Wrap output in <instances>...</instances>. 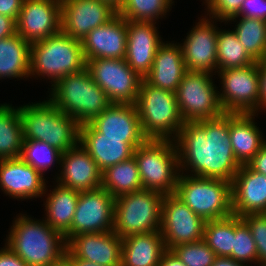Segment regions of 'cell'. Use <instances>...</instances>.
Segmentation results:
<instances>
[{"instance_id":"c3c4849f","label":"cell","mask_w":266,"mask_h":266,"mask_svg":"<svg viewBox=\"0 0 266 266\" xmlns=\"http://www.w3.org/2000/svg\"><path fill=\"white\" fill-rule=\"evenodd\" d=\"M158 266H185L172 250H166Z\"/></svg>"},{"instance_id":"7a4b0ae2","label":"cell","mask_w":266,"mask_h":266,"mask_svg":"<svg viewBox=\"0 0 266 266\" xmlns=\"http://www.w3.org/2000/svg\"><path fill=\"white\" fill-rule=\"evenodd\" d=\"M6 236L5 245L28 266H51L66 251L64 236L42 220L19 214Z\"/></svg>"},{"instance_id":"484cf974","label":"cell","mask_w":266,"mask_h":266,"mask_svg":"<svg viewBox=\"0 0 266 266\" xmlns=\"http://www.w3.org/2000/svg\"><path fill=\"white\" fill-rule=\"evenodd\" d=\"M165 42L159 46L150 73L144 79L152 86L175 93L187 69L181 45Z\"/></svg>"},{"instance_id":"5b68a950","label":"cell","mask_w":266,"mask_h":266,"mask_svg":"<svg viewBox=\"0 0 266 266\" xmlns=\"http://www.w3.org/2000/svg\"><path fill=\"white\" fill-rule=\"evenodd\" d=\"M86 68L82 43L59 32L32 43L30 49V76L47 77L53 86L62 77Z\"/></svg>"},{"instance_id":"cb8c5ba5","label":"cell","mask_w":266,"mask_h":266,"mask_svg":"<svg viewBox=\"0 0 266 266\" xmlns=\"http://www.w3.org/2000/svg\"><path fill=\"white\" fill-rule=\"evenodd\" d=\"M232 210L239 217L266 212L265 175L241 165L232 181Z\"/></svg>"},{"instance_id":"e0dca14e","label":"cell","mask_w":266,"mask_h":266,"mask_svg":"<svg viewBox=\"0 0 266 266\" xmlns=\"http://www.w3.org/2000/svg\"><path fill=\"white\" fill-rule=\"evenodd\" d=\"M16 32L30 44L61 32V0H24Z\"/></svg>"},{"instance_id":"30bf717a","label":"cell","mask_w":266,"mask_h":266,"mask_svg":"<svg viewBox=\"0 0 266 266\" xmlns=\"http://www.w3.org/2000/svg\"><path fill=\"white\" fill-rule=\"evenodd\" d=\"M213 75L210 72L188 70L184 74L175 92L184 122L213 119L225 113Z\"/></svg>"},{"instance_id":"7dc6e473","label":"cell","mask_w":266,"mask_h":266,"mask_svg":"<svg viewBox=\"0 0 266 266\" xmlns=\"http://www.w3.org/2000/svg\"><path fill=\"white\" fill-rule=\"evenodd\" d=\"M16 33V21L9 16L0 14V39Z\"/></svg>"},{"instance_id":"7bdbcfd3","label":"cell","mask_w":266,"mask_h":266,"mask_svg":"<svg viewBox=\"0 0 266 266\" xmlns=\"http://www.w3.org/2000/svg\"><path fill=\"white\" fill-rule=\"evenodd\" d=\"M259 72V96L257 114L260 110H266V58L258 61Z\"/></svg>"},{"instance_id":"8992f818","label":"cell","mask_w":266,"mask_h":266,"mask_svg":"<svg viewBox=\"0 0 266 266\" xmlns=\"http://www.w3.org/2000/svg\"><path fill=\"white\" fill-rule=\"evenodd\" d=\"M143 189L174 194L180 175L178 150L172 139L147 138L133 154Z\"/></svg>"},{"instance_id":"4316f807","label":"cell","mask_w":266,"mask_h":266,"mask_svg":"<svg viewBox=\"0 0 266 266\" xmlns=\"http://www.w3.org/2000/svg\"><path fill=\"white\" fill-rule=\"evenodd\" d=\"M255 113H229V137L240 165H246L266 142L255 117Z\"/></svg>"},{"instance_id":"277c9868","label":"cell","mask_w":266,"mask_h":266,"mask_svg":"<svg viewBox=\"0 0 266 266\" xmlns=\"http://www.w3.org/2000/svg\"><path fill=\"white\" fill-rule=\"evenodd\" d=\"M50 89L47 99L80 125L91 122L112 104L87 68L62 77Z\"/></svg>"},{"instance_id":"d6a6232c","label":"cell","mask_w":266,"mask_h":266,"mask_svg":"<svg viewBox=\"0 0 266 266\" xmlns=\"http://www.w3.org/2000/svg\"><path fill=\"white\" fill-rule=\"evenodd\" d=\"M256 61L247 53L233 30L218 28L217 71L242 68Z\"/></svg>"},{"instance_id":"9a60e30c","label":"cell","mask_w":266,"mask_h":266,"mask_svg":"<svg viewBox=\"0 0 266 266\" xmlns=\"http://www.w3.org/2000/svg\"><path fill=\"white\" fill-rule=\"evenodd\" d=\"M204 17L195 24L186 39L181 43L185 66L188 71H205L217 73V36L216 22H223L210 16ZM215 21V22H214ZM215 23V24H214ZM216 25V26H215Z\"/></svg>"},{"instance_id":"60d3db41","label":"cell","mask_w":266,"mask_h":266,"mask_svg":"<svg viewBox=\"0 0 266 266\" xmlns=\"http://www.w3.org/2000/svg\"><path fill=\"white\" fill-rule=\"evenodd\" d=\"M244 0H204L206 15L211 18L226 22L236 16L241 9ZM208 9V10H207Z\"/></svg>"},{"instance_id":"836d02e7","label":"cell","mask_w":266,"mask_h":266,"mask_svg":"<svg viewBox=\"0 0 266 266\" xmlns=\"http://www.w3.org/2000/svg\"><path fill=\"white\" fill-rule=\"evenodd\" d=\"M236 24L233 31L247 53L257 62L264 60L266 58V21L239 17Z\"/></svg>"},{"instance_id":"8fae6325","label":"cell","mask_w":266,"mask_h":266,"mask_svg":"<svg viewBox=\"0 0 266 266\" xmlns=\"http://www.w3.org/2000/svg\"><path fill=\"white\" fill-rule=\"evenodd\" d=\"M86 68L112 103L136 104L141 78L125 59H91Z\"/></svg>"},{"instance_id":"52a82bcc","label":"cell","mask_w":266,"mask_h":266,"mask_svg":"<svg viewBox=\"0 0 266 266\" xmlns=\"http://www.w3.org/2000/svg\"><path fill=\"white\" fill-rule=\"evenodd\" d=\"M136 106L141 130L147 138L174 140L184 124L176 94L142 79Z\"/></svg>"},{"instance_id":"ee69618b","label":"cell","mask_w":266,"mask_h":266,"mask_svg":"<svg viewBox=\"0 0 266 266\" xmlns=\"http://www.w3.org/2000/svg\"><path fill=\"white\" fill-rule=\"evenodd\" d=\"M24 0H0V14L9 16L17 21Z\"/></svg>"},{"instance_id":"d4e9b609","label":"cell","mask_w":266,"mask_h":266,"mask_svg":"<svg viewBox=\"0 0 266 266\" xmlns=\"http://www.w3.org/2000/svg\"><path fill=\"white\" fill-rule=\"evenodd\" d=\"M79 143L102 172L133 157L134 150L142 144L126 143L122 142V139L100 138V133L90 123L80 125Z\"/></svg>"},{"instance_id":"e575fe53","label":"cell","mask_w":266,"mask_h":266,"mask_svg":"<svg viewBox=\"0 0 266 266\" xmlns=\"http://www.w3.org/2000/svg\"><path fill=\"white\" fill-rule=\"evenodd\" d=\"M235 238V215L206 221L203 240L218 257H231Z\"/></svg>"},{"instance_id":"ba28073f","label":"cell","mask_w":266,"mask_h":266,"mask_svg":"<svg viewBox=\"0 0 266 266\" xmlns=\"http://www.w3.org/2000/svg\"><path fill=\"white\" fill-rule=\"evenodd\" d=\"M205 221L233 215L232 183L180 173L174 193Z\"/></svg>"},{"instance_id":"2e32d148","label":"cell","mask_w":266,"mask_h":266,"mask_svg":"<svg viewBox=\"0 0 266 266\" xmlns=\"http://www.w3.org/2000/svg\"><path fill=\"white\" fill-rule=\"evenodd\" d=\"M116 15L115 8L100 0H61V32L81 41Z\"/></svg>"},{"instance_id":"8d00e7d4","label":"cell","mask_w":266,"mask_h":266,"mask_svg":"<svg viewBox=\"0 0 266 266\" xmlns=\"http://www.w3.org/2000/svg\"><path fill=\"white\" fill-rule=\"evenodd\" d=\"M61 155V151L43 141L23 140L19 157L45 177L46 171L55 164L60 166Z\"/></svg>"},{"instance_id":"7c38bea8","label":"cell","mask_w":266,"mask_h":266,"mask_svg":"<svg viewBox=\"0 0 266 266\" xmlns=\"http://www.w3.org/2000/svg\"><path fill=\"white\" fill-rule=\"evenodd\" d=\"M221 88L219 101L225 113L257 114L259 96L258 62L242 68L217 71ZM222 90V91H221Z\"/></svg>"},{"instance_id":"9c48e42d","label":"cell","mask_w":266,"mask_h":266,"mask_svg":"<svg viewBox=\"0 0 266 266\" xmlns=\"http://www.w3.org/2000/svg\"><path fill=\"white\" fill-rule=\"evenodd\" d=\"M163 198L146 189L116 197L113 231L121 238L160 231Z\"/></svg>"},{"instance_id":"4fadbf2b","label":"cell","mask_w":266,"mask_h":266,"mask_svg":"<svg viewBox=\"0 0 266 266\" xmlns=\"http://www.w3.org/2000/svg\"><path fill=\"white\" fill-rule=\"evenodd\" d=\"M114 213L115 198L104 188L80 192L66 243L81 233L112 232Z\"/></svg>"},{"instance_id":"ffe728a7","label":"cell","mask_w":266,"mask_h":266,"mask_svg":"<svg viewBox=\"0 0 266 266\" xmlns=\"http://www.w3.org/2000/svg\"><path fill=\"white\" fill-rule=\"evenodd\" d=\"M89 123L100 138L122 139L126 143H143L147 139L141 130L136 104L112 103Z\"/></svg>"},{"instance_id":"681fc988","label":"cell","mask_w":266,"mask_h":266,"mask_svg":"<svg viewBox=\"0 0 266 266\" xmlns=\"http://www.w3.org/2000/svg\"><path fill=\"white\" fill-rule=\"evenodd\" d=\"M212 266H249L245 263L238 262L231 257H216Z\"/></svg>"},{"instance_id":"816d5d0a","label":"cell","mask_w":266,"mask_h":266,"mask_svg":"<svg viewBox=\"0 0 266 266\" xmlns=\"http://www.w3.org/2000/svg\"><path fill=\"white\" fill-rule=\"evenodd\" d=\"M51 266H73L72 261L64 254L59 260L54 262Z\"/></svg>"},{"instance_id":"74e56055","label":"cell","mask_w":266,"mask_h":266,"mask_svg":"<svg viewBox=\"0 0 266 266\" xmlns=\"http://www.w3.org/2000/svg\"><path fill=\"white\" fill-rule=\"evenodd\" d=\"M232 259L257 264V250L255 241L247 224L241 217L235 215V238L233 243Z\"/></svg>"},{"instance_id":"d590c367","label":"cell","mask_w":266,"mask_h":266,"mask_svg":"<svg viewBox=\"0 0 266 266\" xmlns=\"http://www.w3.org/2000/svg\"><path fill=\"white\" fill-rule=\"evenodd\" d=\"M173 0H124L117 14L128 21L156 22L171 11Z\"/></svg>"},{"instance_id":"3957f363","label":"cell","mask_w":266,"mask_h":266,"mask_svg":"<svg viewBox=\"0 0 266 266\" xmlns=\"http://www.w3.org/2000/svg\"><path fill=\"white\" fill-rule=\"evenodd\" d=\"M31 103L19 106L24 140L43 141L62 153L79 144L80 124L76 120L48 99Z\"/></svg>"},{"instance_id":"44dd1931","label":"cell","mask_w":266,"mask_h":266,"mask_svg":"<svg viewBox=\"0 0 266 266\" xmlns=\"http://www.w3.org/2000/svg\"><path fill=\"white\" fill-rule=\"evenodd\" d=\"M60 173L55 183L79 192L95 190L102 185V171L79 143L61 155Z\"/></svg>"},{"instance_id":"f546056e","label":"cell","mask_w":266,"mask_h":266,"mask_svg":"<svg viewBox=\"0 0 266 266\" xmlns=\"http://www.w3.org/2000/svg\"><path fill=\"white\" fill-rule=\"evenodd\" d=\"M30 49L18 33L0 39V80L30 77Z\"/></svg>"},{"instance_id":"ab89813d","label":"cell","mask_w":266,"mask_h":266,"mask_svg":"<svg viewBox=\"0 0 266 266\" xmlns=\"http://www.w3.org/2000/svg\"><path fill=\"white\" fill-rule=\"evenodd\" d=\"M241 219L249 227L257 250V264L266 266V215L246 214Z\"/></svg>"},{"instance_id":"f907efd6","label":"cell","mask_w":266,"mask_h":266,"mask_svg":"<svg viewBox=\"0 0 266 266\" xmlns=\"http://www.w3.org/2000/svg\"><path fill=\"white\" fill-rule=\"evenodd\" d=\"M65 255L72 261L73 266H101L93 262L86 261L84 259L76 258L67 248L65 251Z\"/></svg>"},{"instance_id":"bcb514c9","label":"cell","mask_w":266,"mask_h":266,"mask_svg":"<svg viewBox=\"0 0 266 266\" xmlns=\"http://www.w3.org/2000/svg\"><path fill=\"white\" fill-rule=\"evenodd\" d=\"M251 170L266 176V142L261 146L259 152L246 164Z\"/></svg>"},{"instance_id":"b9f144b4","label":"cell","mask_w":266,"mask_h":266,"mask_svg":"<svg viewBox=\"0 0 266 266\" xmlns=\"http://www.w3.org/2000/svg\"><path fill=\"white\" fill-rule=\"evenodd\" d=\"M238 17L256 18L266 21V0H244L240 12L228 19L224 24L234 20V22H237L236 18L238 19Z\"/></svg>"},{"instance_id":"83f0119b","label":"cell","mask_w":266,"mask_h":266,"mask_svg":"<svg viewBox=\"0 0 266 266\" xmlns=\"http://www.w3.org/2000/svg\"><path fill=\"white\" fill-rule=\"evenodd\" d=\"M166 250L160 231L129 235L123 238L121 266H158Z\"/></svg>"},{"instance_id":"5bb4252c","label":"cell","mask_w":266,"mask_h":266,"mask_svg":"<svg viewBox=\"0 0 266 266\" xmlns=\"http://www.w3.org/2000/svg\"><path fill=\"white\" fill-rule=\"evenodd\" d=\"M205 223L175 194L164 195L160 232L166 249L203 240Z\"/></svg>"},{"instance_id":"1f68e13d","label":"cell","mask_w":266,"mask_h":266,"mask_svg":"<svg viewBox=\"0 0 266 266\" xmlns=\"http://www.w3.org/2000/svg\"><path fill=\"white\" fill-rule=\"evenodd\" d=\"M101 187L114 198L142 190V182L134 156L104 170Z\"/></svg>"},{"instance_id":"f1b7e54d","label":"cell","mask_w":266,"mask_h":266,"mask_svg":"<svg viewBox=\"0 0 266 266\" xmlns=\"http://www.w3.org/2000/svg\"><path fill=\"white\" fill-rule=\"evenodd\" d=\"M46 194L45 222L65 236L71 227L80 192L58 183Z\"/></svg>"},{"instance_id":"f6af8a7d","label":"cell","mask_w":266,"mask_h":266,"mask_svg":"<svg viewBox=\"0 0 266 266\" xmlns=\"http://www.w3.org/2000/svg\"><path fill=\"white\" fill-rule=\"evenodd\" d=\"M0 266H28L6 245L0 249Z\"/></svg>"},{"instance_id":"603a6c76","label":"cell","mask_w":266,"mask_h":266,"mask_svg":"<svg viewBox=\"0 0 266 266\" xmlns=\"http://www.w3.org/2000/svg\"><path fill=\"white\" fill-rule=\"evenodd\" d=\"M122 242L114 231L81 233L67 242V249L76 258L101 266H121Z\"/></svg>"},{"instance_id":"6da1fadb","label":"cell","mask_w":266,"mask_h":266,"mask_svg":"<svg viewBox=\"0 0 266 266\" xmlns=\"http://www.w3.org/2000/svg\"><path fill=\"white\" fill-rule=\"evenodd\" d=\"M174 141L182 174L232 183L241 167L231 146L229 113L213 119L184 122Z\"/></svg>"},{"instance_id":"7402d4cb","label":"cell","mask_w":266,"mask_h":266,"mask_svg":"<svg viewBox=\"0 0 266 266\" xmlns=\"http://www.w3.org/2000/svg\"><path fill=\"white\" fill-rule=\"evenodd\" d=\"M126 40L127 20L117 14L108 23L91 30L81 40L85 60L124 59Z\"/></svg>"},{"instance_id":"f35d334b","label":"cell","mask_w":266,"mask_h":266,"mask_svg":"<svg viewBox=\"0 0 266 266\" xmlns=\"http://www.w3.org/2000/svg\"><path fill=\"white\" fill-rule=\"evenodd\" d=\"M171 250L185 266H212L217 257L204 240L180 244Z\"/></svg>"},{"instance_id":"4dcf8cb0","label":"cell","mask_w":266,"mask_h":266,"mask_svg":"<svg viewBox=\"0 0 266 266\" xmlns=\"http://www.w3.org/2000/svg\"><path fill=\"white\" fill-rule=\"evenodd\" d=\"M23 140L19 107L0 104V159L18 158Z\"/></svg>"},{"instance_id":"ac0fdd59","label":"cell","mask_w":266,"mask_h":266,"mask_svg":"<svg viewBox=\"0 0 266 266\" xmlns=\"http://www.w3.org/2000/svg\"><path fill=\"white\" fill-rule=\"evenodd\" d=\"M46 178L20 157L0 159V189L13 199L42 198L48 191Z\"/></svg>"},{"instance_id":"d6986e66","label":"cell","mask_w":266,"mask_h":266,"mask_svg":"<svg viewBox=\"0 0 266 266\" xmlns=\"http://www.w3.org/2000/svg\"><path fill=\"white\" fill-rule=\"evenodd\" d=\"M157 22L128 21L126 40V63L141 77L145 78L152 68L154 57L163 43Z\"/></svg>"},{"instance_id":"f5cc1de1","label":"cell","mask_w":266,"mask_h":266,"mask_svg":"<svg viewBox=\"0 0 266 266\" xmlns=\"http://www.w3.org/2000/svg\"><path fill=\"white\" fill-rule=\"evenodd\" d=\"M106 3H109L113 8H115L117 11L123 4L124 0H100Z\"/></svg>"}]
</instances>
